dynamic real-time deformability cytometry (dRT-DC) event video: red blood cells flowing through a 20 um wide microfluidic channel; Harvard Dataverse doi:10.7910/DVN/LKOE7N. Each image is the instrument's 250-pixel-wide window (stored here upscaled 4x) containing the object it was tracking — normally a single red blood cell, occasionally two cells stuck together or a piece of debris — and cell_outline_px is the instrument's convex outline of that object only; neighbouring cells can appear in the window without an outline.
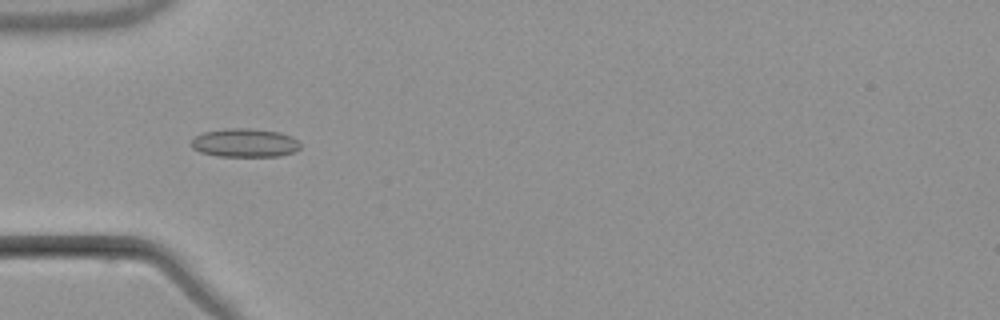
{"species": "common noctule bat (a hibernating species)", "species_latin": "Nyctalus noctula", "temperature_condition": "warm", "stored_images_in_passage": 3, "camera_frame_rate_fps": 3000, "um_per_image_px": 0.085, "animal": {"sex": "male", "body_mass_g": 21.5, "forearm_length_mm": 52.0}, "frame": {"image": 1, "passage_image": 2, "time_ms": 1.0, "image_size_px": [1000, 320], "cell_outline_px": [[300, 148], [292, 152], [280, 156], [216, 156], [200, 152], [192, 148], [188, 144], [196, 136], [204, 132], [224, 128], [248, 128], [280, 132], [292, 136], [300, 144]], "centroid_in_image_um": [20.77, 12.14], "position_along_channel_um": 64.2, "area_um2": 18.26}}
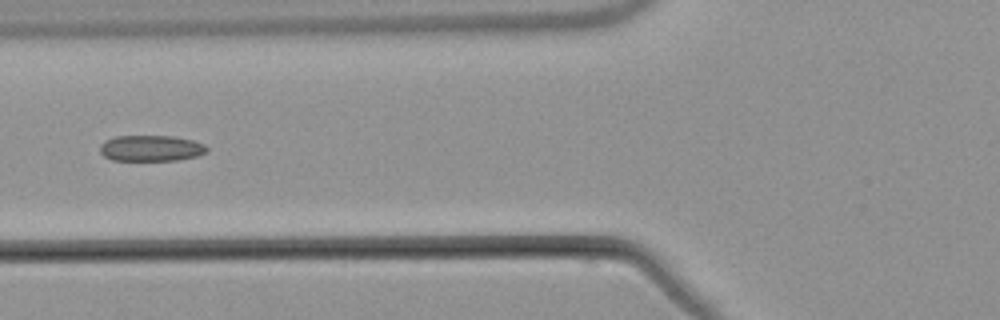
{"frame": {"image": 2, "passage_image": 3, "time_ms": 2.333, "image_size_px": [1000, 320], "cell_outline_px": [[208, 152], [200, 156], [176, 160], [112, 160], [104, 156], [100, 152], [100, 144], [104, 140], [116, 136], [172, 136], [192, 140], [204, 144], [208, 148]], "centroid_in_image_um": [12.85, 12.6], "position_along_channel_um": 113.0, "area_um2": 16.3}}